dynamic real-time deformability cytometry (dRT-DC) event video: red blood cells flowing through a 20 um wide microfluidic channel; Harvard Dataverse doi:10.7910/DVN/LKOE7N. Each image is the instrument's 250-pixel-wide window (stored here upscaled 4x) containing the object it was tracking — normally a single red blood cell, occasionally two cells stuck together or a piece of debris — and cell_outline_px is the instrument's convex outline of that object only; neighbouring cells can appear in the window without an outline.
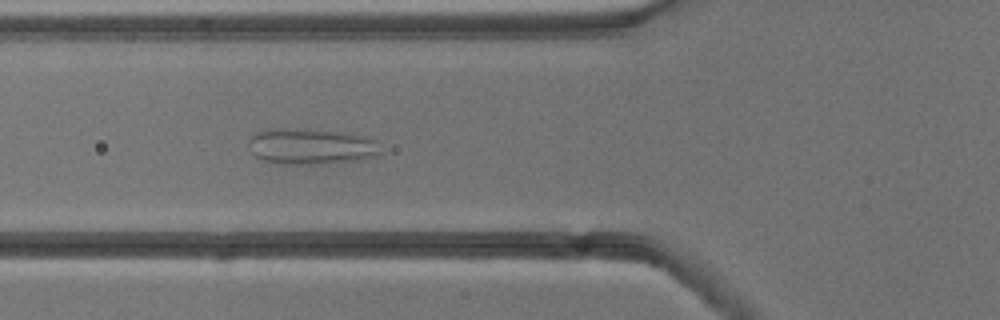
{"species": "common noctule bat (a hibernating species)", "species_latin": "Nyctalus noctula", "temperature_condition": "cold", "stored_images_in_passage": 53, "camera_frame_rate_fps": 3000, "um_per_image_px": 0.085, "animal": {"sex": "male", "body_mass_g": 13.3}, "frame": {"image": 1, "passage_image": 19, "time_ms": 6.0, "image_size_px": [1000, 320], "cell_outline_px": [[380, 152], [376, 156], [360, 160], [320, 164], [280, 164], [264, 160], [256, 156], [252, 152], [248, 140], [256, 132], [272, 128], [292, 128], [340, 132], [364, 136], [380, 140]], "centroid_in_image_um": [26.48, 12.44], "position_along_channel_um": 99.3, "area_um2": 27.8}}
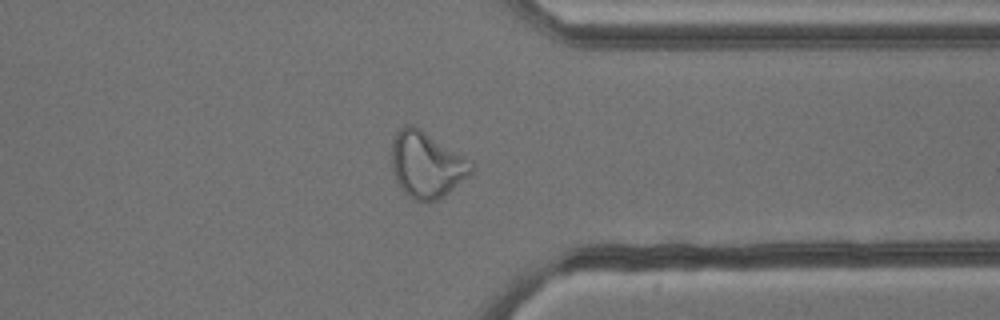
{"frame": {"image": 2, "passage_image": 41, "time_ms": 13.333, "image_size_px": [1000, 320], "cell_outline_px": [[476, 164], [472, 172], [468, 176], [448, 192], [436, 200], [412, 200], [400, 188], [392, 172], [392, 140], [396, 132], [404, 124], [408, 124], [420, 128], [472, 160]], "centroid_in_image_um": [36.26, 13.97], "position_along_channel_um": 375.1, "area_um2": 30.75}}
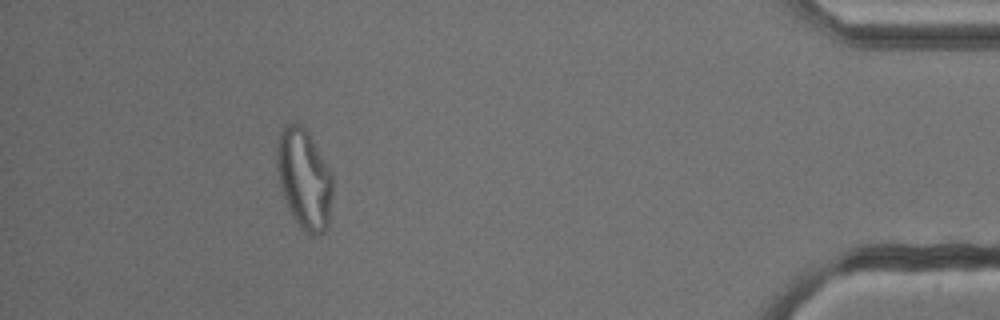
{"frame": {"image": 3, "passage_image": 48, "time_ms": 15.667, "image_size_px": [1000, 320], "cell_outline_px": [[332, 192], [328, 228], [320, 236], [308, 236], [292, 220], [280, 184], [276, 168], [276, 144], [280, 132], [284, 124], [296, 124], [304, 128], [308, 132], [328, 168], [332, 176]], "centroid_in_image_um": [25.84, 15.29], "position_along_channel_um": 409.4, "area_um2": 32.77}}